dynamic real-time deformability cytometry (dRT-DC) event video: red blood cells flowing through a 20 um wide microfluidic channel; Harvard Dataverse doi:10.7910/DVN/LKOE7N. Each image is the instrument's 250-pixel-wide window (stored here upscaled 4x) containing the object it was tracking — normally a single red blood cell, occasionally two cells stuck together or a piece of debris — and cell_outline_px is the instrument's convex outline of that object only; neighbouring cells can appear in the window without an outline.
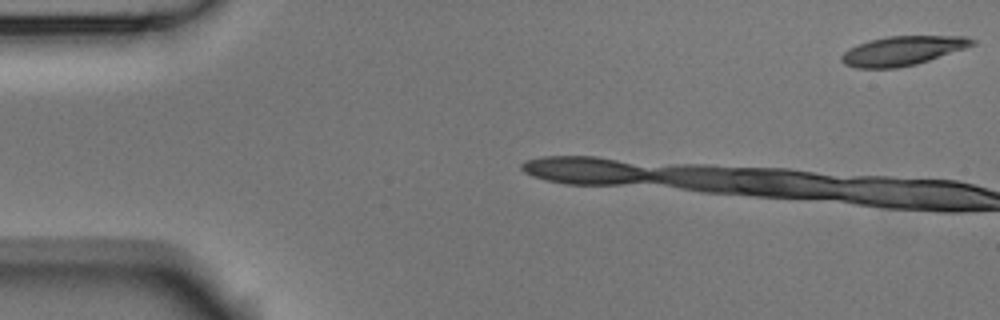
{"species": "Egyptian fruit bat (a non-hibernating species)", "species_latin": "Rousettus aegyptiacus", "temperature_condition": "room temperature", "stored_images_in_passage": 6, "camera_frame_rate_fps": 3000, "um_per_image_px": 0.085, "animal": {"sex": "male"}, "frame": {"image": 1, "passage_image": 1, "time_ms": 0.0, "image_size_px": [1000, 320], "cell_outline_px": [[976, 44], [916, 64], [896, 68], [856, 68], [844, 64], [840, 60], [840, 56], [848, 48], [872, 40], [888, 36], [964, 36], [976, 40]], "centroid_in_image_um": [76.69, 4.32], "position_along_channel_um": 8.3, "area_um2": 22.02}}